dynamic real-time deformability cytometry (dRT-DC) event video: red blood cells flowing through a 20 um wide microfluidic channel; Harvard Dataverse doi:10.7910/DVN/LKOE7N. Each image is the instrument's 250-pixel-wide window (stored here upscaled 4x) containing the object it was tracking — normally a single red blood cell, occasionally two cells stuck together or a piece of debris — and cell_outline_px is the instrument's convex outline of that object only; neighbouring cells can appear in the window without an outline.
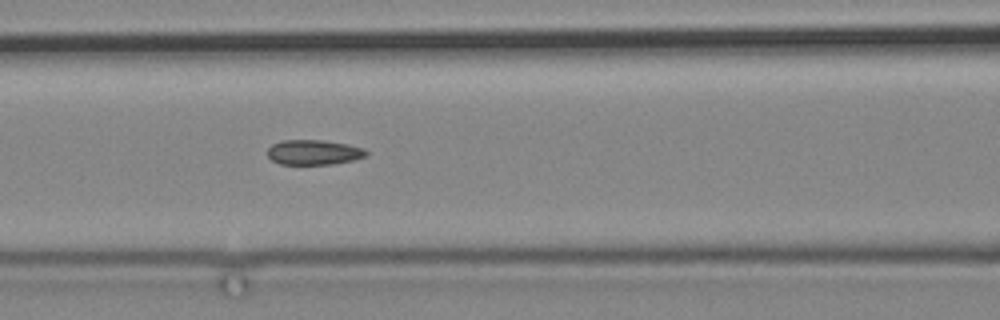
{"species": "common noctule bat (a hibernating species)", "species_latin": "Nyctalus noctula", "temperature_condition": "cold", "stored_images_in_passage": 6, "camera_frame_rate_fps": 3000, "um_per_image_px": 0.085, "animal": {"sex": "male", "body_mass_g": 19.2, "forearm_length_mm": 51.8}, "frame": {"image": 1, "passage_image": 6, "time_ms": 5.667, "image_size_px": [1000, 320], "cell_outline_px": [[368, 156], [352, 160], [332, 164], [280, 164], [272, 160], [268, 156], [268, 148], [272, 144], [280, 140], [320, 140], [348, 144], [364, 148], [368, 152]], "centroid_in_image_um": [26.67, 12.94], "position_along_channel_um": 139.9, "area_um2": 14.39}}